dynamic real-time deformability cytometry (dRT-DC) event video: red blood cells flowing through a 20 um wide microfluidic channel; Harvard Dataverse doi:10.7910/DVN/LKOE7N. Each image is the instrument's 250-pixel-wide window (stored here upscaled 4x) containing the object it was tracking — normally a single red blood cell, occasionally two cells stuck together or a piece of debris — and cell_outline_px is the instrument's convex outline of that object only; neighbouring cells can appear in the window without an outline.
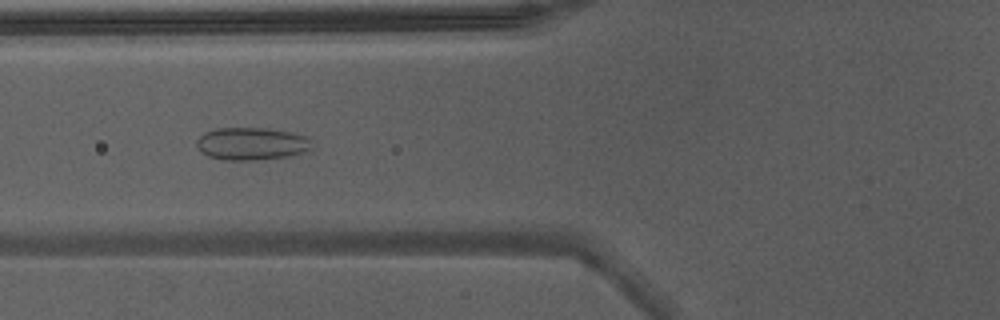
{"species": "Egyptian fruit bat (a non-hibernating species)", "species_latin": "Rousettus aegyptiacus", "temperature_condition": "warm", "stored_images_in_passage": 50, "camera_frame_rate_fps": 3000, "um_per_image_px": 0.085, "animal": {"sex": "male"}, "frame": {"image": 1, "passage_image": 22, "time_ms": 7.0, "image_size_px": [1000, 320], "cell_outline_px": [[312, 148], [288, 156], [252, 160], [224, 160], [208, 156], [200, 152], [196, 144], [196, 140], [204, 132], [216, 128], [268, 128], [292, 132], [304, 136], [308, 140]], "centroid_in_image_um": [21.3, 12.21], "position_along_channel_um": 104.5, "area_um2": 21.73}}
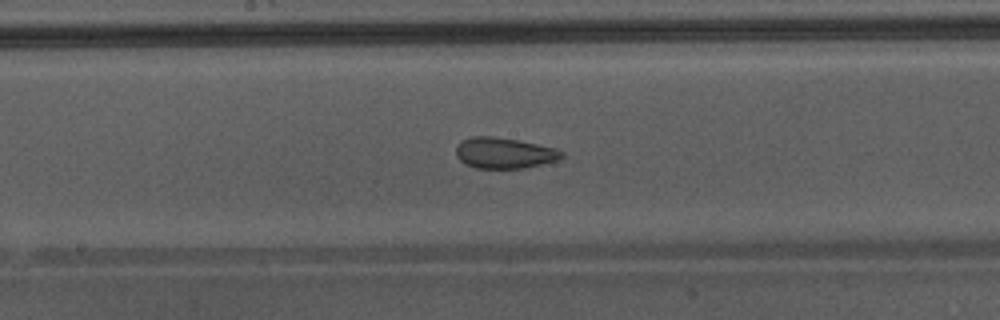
{"frame": {"image": 2, "passage_image": 29, "time_ms": 9.333, "image_size_px": [1000, 320], "cell_outline_px": [[564, 156], [560, 160], [524, 168], [476, 168], [464, 164], [456, 156], [456, 144], [472, 136], [492, 136], [516, 140], [560, 148], [564, 152]], "centroid_in_image_um": [42.9, 13.01], "position_along_channel_um": 205.3, "area_um2": 19.25}, "authors_computed_cell_mechanics": {"area_um2": 23.409, "velocity_mm_per_s": 4.3218, "shape_relaxation_time_tau1_ms": null, "shape_relaxation_time_tau2_ms": 1.1123, "deformation_change_tau1": null, "deformation_change_tau2": 0.0635}}